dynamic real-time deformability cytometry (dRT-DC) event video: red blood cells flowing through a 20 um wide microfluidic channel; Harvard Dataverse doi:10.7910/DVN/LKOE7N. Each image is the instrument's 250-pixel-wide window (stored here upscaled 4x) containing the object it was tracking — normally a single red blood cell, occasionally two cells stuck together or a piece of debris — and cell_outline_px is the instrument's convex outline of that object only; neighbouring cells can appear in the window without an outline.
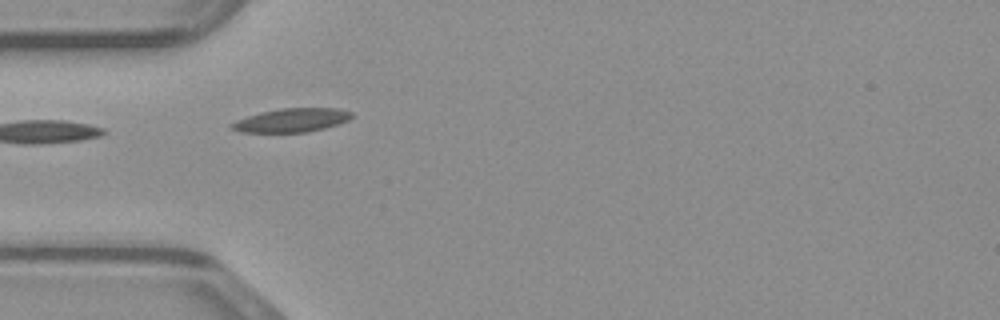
{"species": "common noctule bat (a hibernating species)", "species_latin": "Nyctalus noctula", "temperature_condition": "warm", "stored_images_in_passage": 18, "camera_frame_rate_fps": 3000, "um_per_image_px": 0.085, "animal": {"sex": "male", "body_mass_g": 23.1, "forearm_length_mm": 52.7}, "frame": {"image": 1, "passage_image": 1, "time_ms": 0.0, "image_size_px": [1000, 320], "cell_outline_px": [[356, 116], [348, 120], [324, 128], [308, 132], [240, 132], [228, 128], [228, 124], [236, 120], [260, 112], [280, 108], [340, 108], [352, 112]], "centroid_in_image_um": [24.77, 10.21], "position_along_channel_um": 60.2, "area_um2": 16.76}}